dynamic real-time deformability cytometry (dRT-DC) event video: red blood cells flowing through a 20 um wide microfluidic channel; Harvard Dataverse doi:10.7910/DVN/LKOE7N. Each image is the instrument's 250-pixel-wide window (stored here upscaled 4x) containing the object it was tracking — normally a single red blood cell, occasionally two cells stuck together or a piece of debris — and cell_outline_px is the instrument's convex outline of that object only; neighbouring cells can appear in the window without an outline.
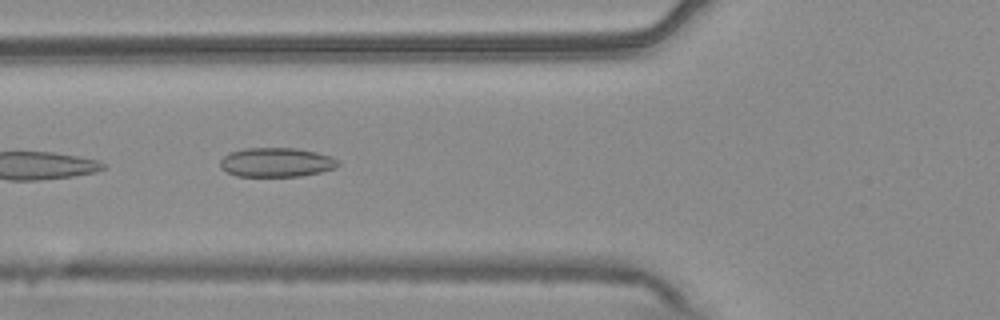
{"species": "common noctule bat (a hibernating species)", "species_latin": "Nyctalus noctula", "temperature_condition": "warm", "stored_images_in_passage": 11, "camera_frame_rate_fps": 3000, "um_per_image_px": 0.085, "animal": {"sex": "male", "body_mass_g": 20.4}, "frame": {"image": 1, "passage_image": 8, "time_ms": 2.333, "image_size_px": [1000, 320], "cell_outline_px": [[340, 164], [336, 168], [320, 172], [300, 176], [236, 176], [220, 168], [220, 160], [224, 156], [232, 152], [244, 148], [296, 148], [316, 152], [332, 156], [340, 160]], "centroid_in_image_um": [23.53, 13.79], "position_along_channel_um": 102.3, "area_um2": 20.17}}